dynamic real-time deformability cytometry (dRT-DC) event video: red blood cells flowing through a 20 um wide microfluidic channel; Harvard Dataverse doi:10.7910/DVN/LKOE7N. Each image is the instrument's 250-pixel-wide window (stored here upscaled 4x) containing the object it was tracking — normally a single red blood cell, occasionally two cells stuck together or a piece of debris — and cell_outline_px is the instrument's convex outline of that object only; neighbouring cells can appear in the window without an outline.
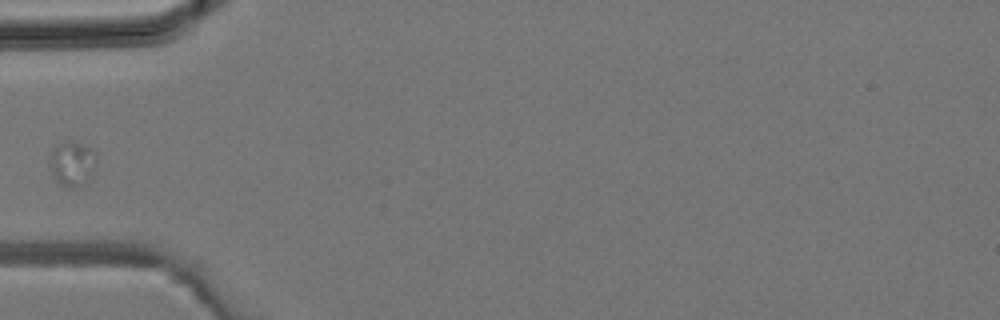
{"species": "common noctule bat (a hibernating species)", "species_latin": "Nyctalus noctula", "temperature_condition": "room temperature", "stored_images_in_passage": 1, "camera_frame_rate_fps": 3000, "um_per_image_px": 0.085, "animal": {"sex": "male", "body_mass_g": 19.2, "forearm_length_mm": 51.8}, "frame": {"image": 1, "passage_image": 1, "time_ms": 0.0, "image_size_px": [1000, 320], "cell_outline_px": [[96, 160], [84, 184], [76, 188], [64, 188], [52, 176], [48, 160], [48, 156], [52, 148], [56, 144], [64, 140], [80, 144], [92, 148], [96, 152]], "centroid_in_image_um": [6.06, 13.89], "position_along_channel_um": 78.9, "area_um2": 12.37}}